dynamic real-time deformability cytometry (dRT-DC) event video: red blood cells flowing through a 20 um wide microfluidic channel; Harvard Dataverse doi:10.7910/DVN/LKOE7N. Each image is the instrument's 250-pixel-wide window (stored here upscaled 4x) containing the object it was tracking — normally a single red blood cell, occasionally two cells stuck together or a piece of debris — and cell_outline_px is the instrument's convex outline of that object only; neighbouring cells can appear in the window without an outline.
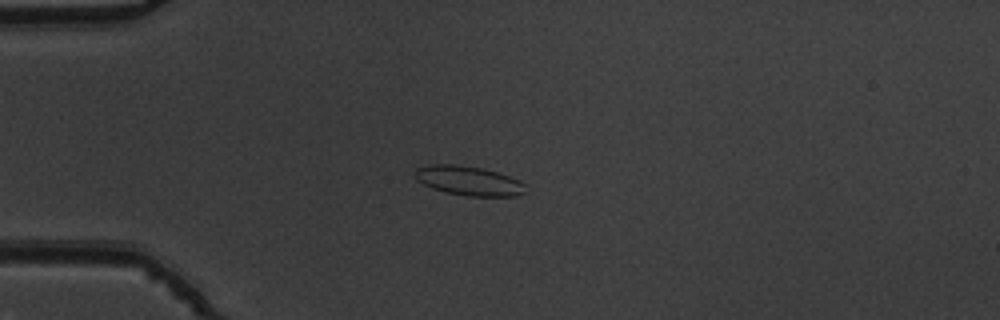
{"species": "common noctule bat (a hibernating species)", "species_latin": "Nyctalus noctula", "temperature_condition": "warm", "stored_images_in_passage": 4, "camera_frame_rate_fps": 3000, "um_per_image_px": 0.085, "animal": {"sex": "male", "body_mass_g": 19.5, "forearm_length_mm": 54.6}, "frame": {"image": 1, "passage_image": 3, "time_ms": 0.667, "image_size_px": [1000, 320], "cell_outline_px": [[524, 192], [516, 196], [468, 196], [448, 192], [432, 188], [416, 180], [412, 172], [416, 168], [432, 164], [456, 164], [480, 168], [496, 172], [520, 180], [524, 184]], "centroid_in_image_um": [39.79, 15.35], "position_along_channel_um": 45.2, "area_um2": 18.79}}